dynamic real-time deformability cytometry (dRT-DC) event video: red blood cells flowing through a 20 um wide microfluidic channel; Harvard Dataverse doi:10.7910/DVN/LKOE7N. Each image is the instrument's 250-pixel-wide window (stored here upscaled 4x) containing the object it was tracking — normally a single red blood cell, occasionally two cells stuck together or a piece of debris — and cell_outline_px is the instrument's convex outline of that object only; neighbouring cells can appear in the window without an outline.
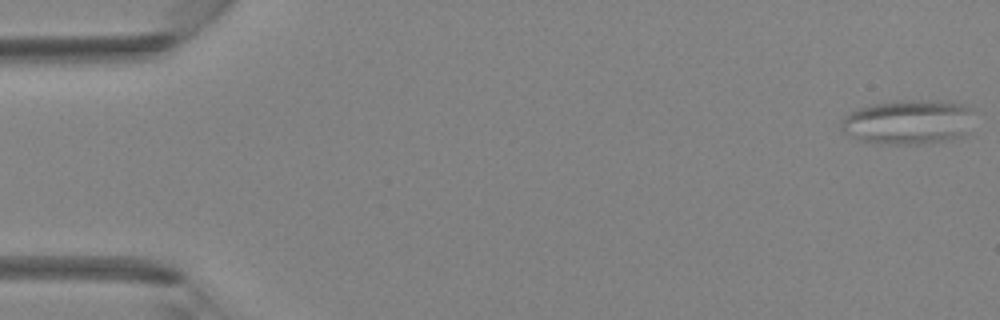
{"species": "Egyptian fruit bat (a non-hibernating species)", "species_latin": "Rousettus aegyptiacus", "temperature_condition": "room temperature", "stored_images_in_passage": 5, "camera_frame_rate_fps": 3000, "um_per_image_px": 0.085, "animal": {"sex": "female"}, "frame": {"image": 1, "passage_image": 1, "time_ms": 0.0, "image_size_px": [1000, 320], "cell_outline_px": [[972, 112], [968, 132], [964, 136], [948, 140], [920, 144], [880, 144], [860, 140], [844, 132], [840, 120], [848, 112], [856, 108], [872, 104], [896, 100], [940, 100], [972, 104]], "centroid_in_image_um": [77.23, 10.35], "position_along_channel_um": 7.8, "area_um2": 35.2}}